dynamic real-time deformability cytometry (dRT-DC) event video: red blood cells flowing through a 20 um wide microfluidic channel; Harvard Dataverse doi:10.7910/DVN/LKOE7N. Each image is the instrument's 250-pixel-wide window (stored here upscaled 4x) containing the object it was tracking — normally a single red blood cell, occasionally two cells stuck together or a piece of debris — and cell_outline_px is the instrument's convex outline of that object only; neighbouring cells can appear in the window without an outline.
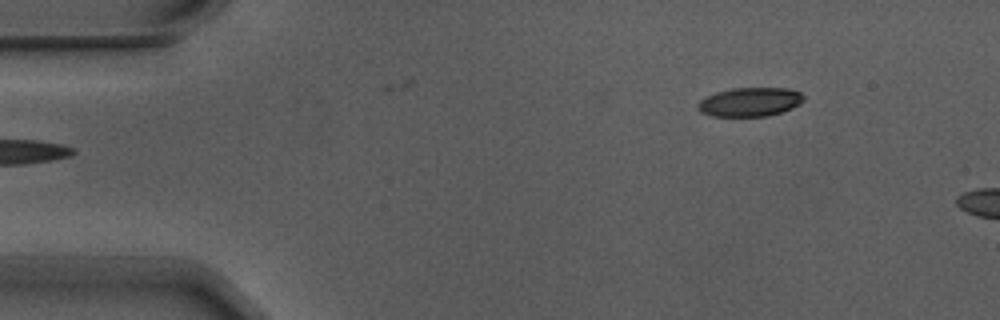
{"species": "Egyptian fruit bat (a non-hibernating species)", "species_latin": "Rousettus aegyptiacus", "temperature_condition": "warm", "stored_images_in_passage": 4, "camera_frame_rate_fps": 3000, "um_per_image_px": 0.085, "animal": {"sex": "male"}, "frame": {"image": 1, "passage_image": 4, "time_ms": 1.0, "image_size_px": [1000, 320], "cell_outline_px": [[804, 100], [800, 104], [792, 108], [768, 116], [708, 116], [700, 112], [696, 108], [696, 104], [700, 100], [716, 92], [732, 88], [788, 88], [800, 92], [804, 96]], "centroid_in_image_um": [63.72, 8.67], "position_along_channel_um": 21.3, "area_um2": 17.98}}